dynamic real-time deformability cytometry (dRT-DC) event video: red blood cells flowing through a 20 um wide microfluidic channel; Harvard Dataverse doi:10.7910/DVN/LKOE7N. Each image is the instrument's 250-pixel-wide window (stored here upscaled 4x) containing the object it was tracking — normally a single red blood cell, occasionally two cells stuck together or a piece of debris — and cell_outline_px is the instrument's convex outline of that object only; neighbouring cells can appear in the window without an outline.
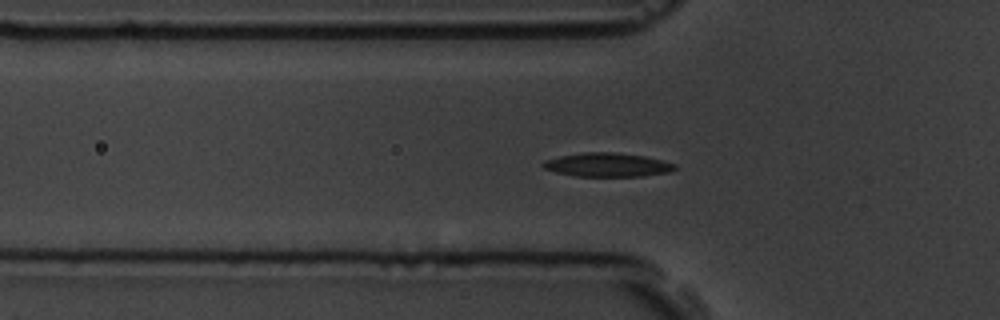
{"species": "common noctule bat (a hibernating species)", "species_latin": "Nyctalus noctula", "temperature_condition": "room temperature", "stored_images_in_passage": 43, "segment_of_instrument_passage": [1, 2], "camera_frame_rate_fps": 3000, "um_per_image_px": 0.085, "animal": {"sex": "male", "body_mass_g": 19.5, "forearm_length_mm": 54.6}, "frame": {"image": 1, "passage_image": 4, "time_ms": 1.0, "image_size_px": [1000, 320], "cell_outline_px": [[676, 168], [668, 172], [644, 176], [576, 176], [556, 172], [544, 168], [540, 164], [544, 160], [560, 156], [584, 152], [616, 152], [644, 156], [676, 164]], "centroid_in_image_um": [51.6, 14.0], "position_along_channel_um": 74.2, "area_um2": 18.21}}
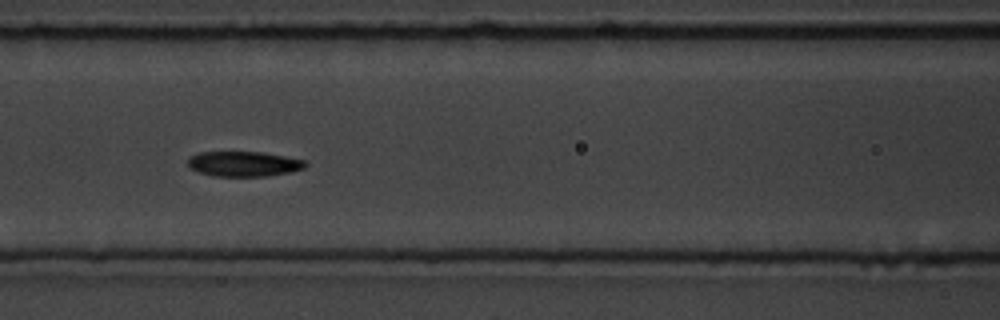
{"frame": {"image": 2, "passage_image": 10, "time_ms": 3.0, "image_size_px": [1000, 320], "cell_outline_px": [[308, 164], [304, 168], [292, 172], [268, 176], [212, 176], [188, 168], [188, 156], [200, 152], [264, 152], [304, 160]], "centroid_in_image_um": [20.71, 13.93], "position_along_channel_um": 145.9, "area_um2": 17.34}}
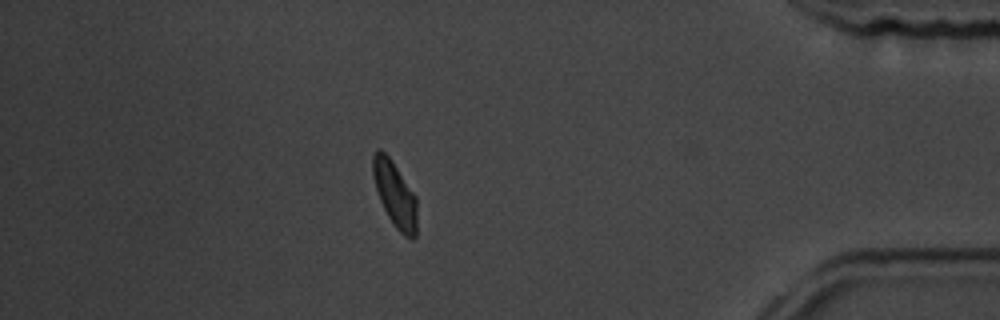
{"frame": {"image": 3, "passage_image": 35, "time_ms": 11.333, "image_size_px": [1000, 320], "cell_outline_px": [[416, 236], [412, 240], [404, 236], [396, 228], [388, 216], [380, 200], [372, 176], [372, 156], [376, 148], [380, 148], [392, 160], [416, 196]], "centroid_in_image_um": [33.55, 16.49], "position_along_channel_um": 401.6, "area_um2": 16.88}}